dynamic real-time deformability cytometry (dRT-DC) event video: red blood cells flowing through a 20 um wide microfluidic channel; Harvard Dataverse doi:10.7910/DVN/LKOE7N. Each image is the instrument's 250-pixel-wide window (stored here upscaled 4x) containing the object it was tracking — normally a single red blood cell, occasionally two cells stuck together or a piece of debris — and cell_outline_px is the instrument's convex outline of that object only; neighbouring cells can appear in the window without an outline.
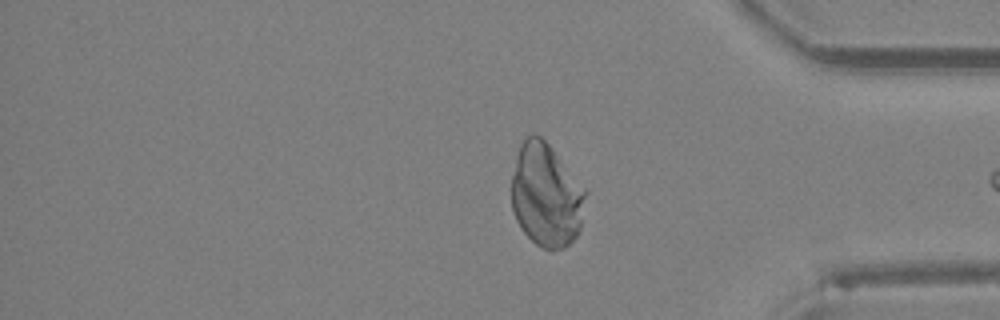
{"species": "Egyptian fruit bat (a non-hibernating species)", "species_latin": "Rousettus aegyptiacus", "temperature_condition": "room temperature", "stored_images_in_passage": 26, "segment_of_instrument_passage": [2, 2], "camera_frame_rate_fps": 3000, "um_per_image_px": 0.085, "animal": {"sex": "female"}, "frame": {"image": 1, "passage_image": 26, "time_ms": 8.333, "image_size_px": [1000, 320], "cell_outline_px": [[588, 192], [580, 228], [576, 236], [564, 248], [552, 252], [536, 244], [520, 228], [516, 220], [512, 208], [512, 176], [516, 156], [520, 144], [532, 132], [540, 136], [548, 144]], "centroid_in_image_um": [46.42, 16.62], "position_along_channel_um": 388.8, "area_um2": 44.62}}